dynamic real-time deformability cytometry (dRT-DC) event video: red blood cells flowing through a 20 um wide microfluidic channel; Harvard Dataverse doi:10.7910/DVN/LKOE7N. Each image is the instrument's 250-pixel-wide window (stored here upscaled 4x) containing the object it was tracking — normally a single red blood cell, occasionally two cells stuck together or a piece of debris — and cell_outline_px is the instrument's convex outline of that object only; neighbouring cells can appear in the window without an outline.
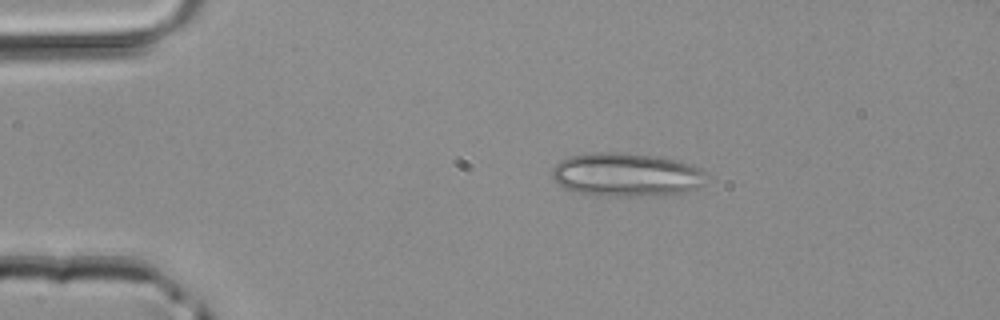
{"species": "common noctule bat (a hibernating species)", "species_latin": "Nyctalus noctula", "temperature_condition": "room temperature", "stored_images_in_passage": 3, "camera_frame_rate_fps": 3000, "um_per_image_px": 0.085, "animal": {"sex": "male", "body_mass_g": 20.4}, "frame": {"image": 1, "passage_image": 1, "time_ms": 0.0, "image_size_px": [1000, 320], "cell_outline_px": [[704, 172], [700, 184], [696, 188], [672, 196], [596, 196], [576, 192], [564, 188], [556, 184], [552, 176], [552, 168], [560, 160], [572, 156], [592, 152], [620, 152], [660, 156], [692, 164], [700, 168]], "centroid_in_image_um": [53.2, 14.86], "position_along_channel_um": 31.8, "area_um2": 39.71}}